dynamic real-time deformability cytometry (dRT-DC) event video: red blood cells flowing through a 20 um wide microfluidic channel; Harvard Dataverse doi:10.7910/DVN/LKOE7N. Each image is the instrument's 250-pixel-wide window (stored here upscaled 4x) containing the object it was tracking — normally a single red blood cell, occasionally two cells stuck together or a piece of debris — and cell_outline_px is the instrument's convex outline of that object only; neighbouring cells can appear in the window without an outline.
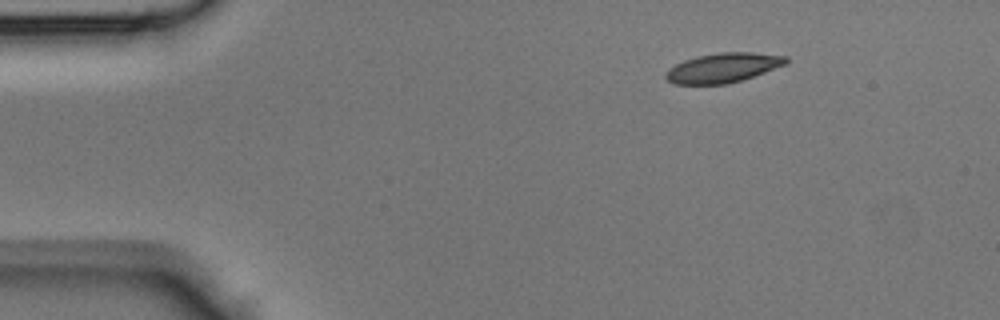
{"species": "Egyptian fruit bat (a non-hibernating species)", "species_latin": "Rousettus aegyptiacus", "temperature_condition": "room temperature", "stored_images_in_passage": 38, "camera_frame_rate_fps": 3000, "um_per_image_px": 0.085, "animal": {"sex": "male"}, "frame": {"image": 1, "passage_image": 1, "time_ms": 0.0, "image_size_px": [1000, 320], "cell_outline_px": [[788, 60], [784, 64], [764, 72], [728, 84], [676, 84], [668, 80], [664, 76], [668, 68], [684, 60], [696, 56], [720, 52], [752, 52], [788, 56]], "centroid_in_image_um": [61.43, 5.75], "position_along_channel_um": 23.6, "area_um2": 20.52}}
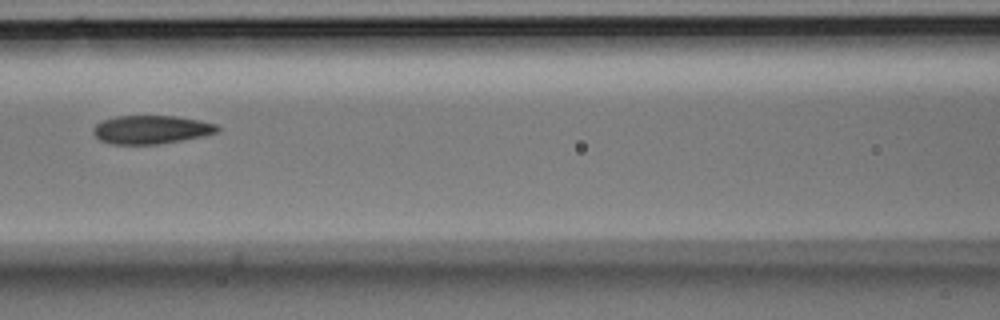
{"frame": {"image": 2, "passage_image": 14, "time_ms": 4.333, "image_size_px": [1000, 320], "cell_outline_px": [[220, 132], [204, 136], [160, 144], [112, 144], [100, 140], [92, 132], [92, 128], [96, 124], [104, 120], [116, 116], [176, 116], [200, 120], [216, 124], [220, 128]], "centroid_in_image_um": [12.88, 11.02], "position_along_channel_um": 153.7, "area_um2": 20.69}}
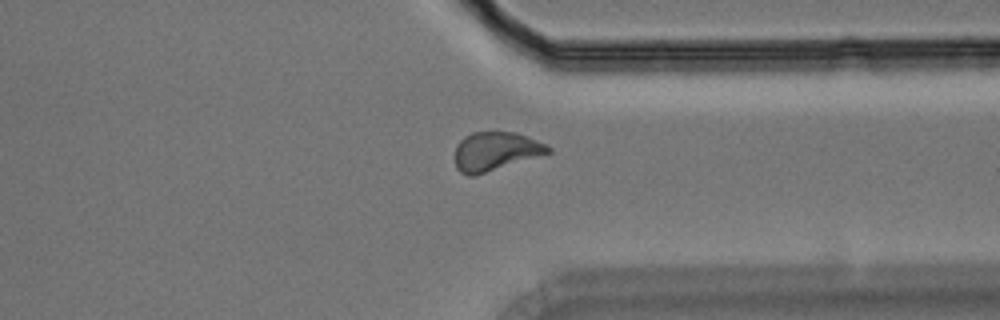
{"frame": {"image": 3, "passage_image": 28, "time_ms": 9.0, "image_size_px": [1000, 320], "cell_outline_px": [[552, 152], [472, 176], [468, 176], [460, 172], [456, 168], [456, 144], [464, 136], [472, 132], [516, 132], [528, 136], [552, 148]], "centroid_in_image_um": [42.1, 12.84], "position_along_channel_um": 369.3, "area_um2": 20.81}}